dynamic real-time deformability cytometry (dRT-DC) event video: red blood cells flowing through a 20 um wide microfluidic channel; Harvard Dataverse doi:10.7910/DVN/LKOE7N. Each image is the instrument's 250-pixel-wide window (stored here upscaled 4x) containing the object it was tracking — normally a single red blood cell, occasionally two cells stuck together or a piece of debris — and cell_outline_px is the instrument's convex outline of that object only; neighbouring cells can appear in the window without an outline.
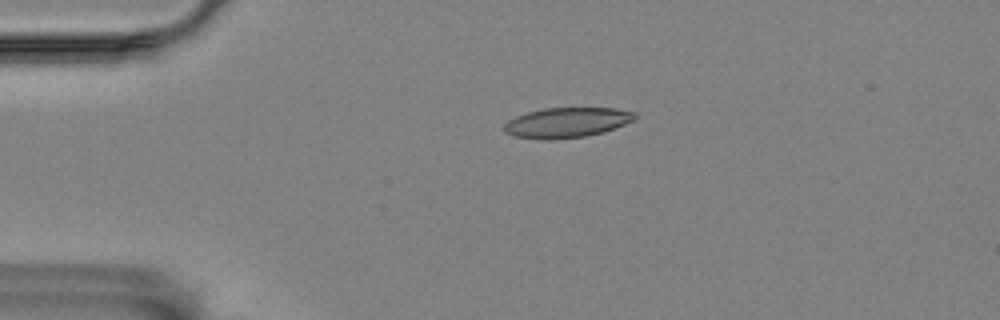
{"species": "Egyptian fruit bat (a non-hibernating species)", "species_latin": "Rousettus aegyptiacus", "temperature_condition": "room temperature", "stored_images_in_passage": 5, "camera_frame_rate_fps": 3000, "um_per_image_px": 0.085, "animal": {"sex": "female"}, "frame": {"image": 1, "passage_image": 2, "time_ms": 1.333, "image_size_px": [1000, 320], "cell_outline_px": [[636, 120], [616, 128], [604, 132], [584, 136], [552, 140], [536, 140], [512, 136], [504, 132], [504, 124], [508, 120], [516, 116], [528, 112], [544, 108], [616, 108], [636, 112]], "centroid_in_image_um": [48.18, 10.43], "position_along_channel_um": 36.8, "area_um2": 23.29}}